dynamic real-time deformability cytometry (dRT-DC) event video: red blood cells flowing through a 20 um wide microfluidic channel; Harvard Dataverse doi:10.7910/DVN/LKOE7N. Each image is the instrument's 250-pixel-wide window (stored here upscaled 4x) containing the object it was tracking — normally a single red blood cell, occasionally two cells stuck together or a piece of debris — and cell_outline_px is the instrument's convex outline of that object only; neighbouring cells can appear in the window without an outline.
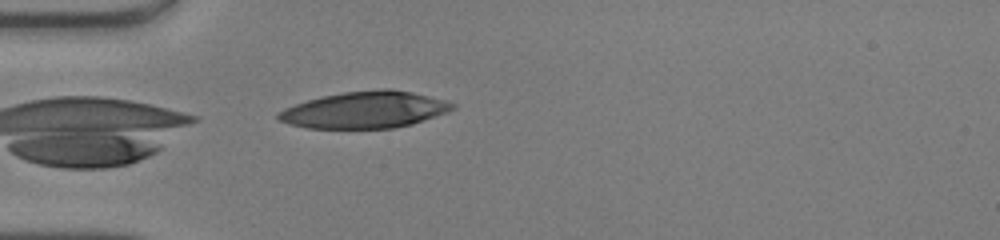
{"species": "human", "species_latin": "Homo sapiens", "temperature_condition": "warm", "stored_images_in_passage": 2, "camera_frame_rate_fps": 3000, "um_per_image_px": 0.085, "donor": {"sex": "male"}, "frame": {"image": 1, "passage_image": 2, "time_ms": 0.333, "image_size_px": [1000, 240], "cell_outline_px": [[456, 108], [448, 112], [412, 124], [392, 128], [308, 128], [288, 124], [280, 120], [276, 116], [284, 108], [320, 96], [344, 92], [384, 88], [392, 88], [412, 92], [444, 100], [456, 104]], "centroid_in_image_um": [31.04, 9.33], "position_along_channel_um": 54.0, "area_um2": 37.17}}